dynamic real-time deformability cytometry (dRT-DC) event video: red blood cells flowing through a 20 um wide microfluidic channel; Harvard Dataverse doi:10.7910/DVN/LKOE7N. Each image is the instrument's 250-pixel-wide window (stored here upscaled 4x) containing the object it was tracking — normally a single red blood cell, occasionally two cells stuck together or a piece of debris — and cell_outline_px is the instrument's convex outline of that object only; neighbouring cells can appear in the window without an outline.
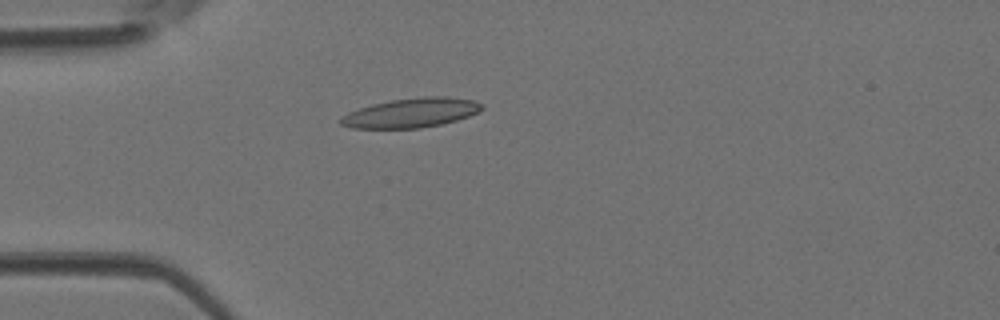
{"species": "Egyptian fruit bat (a non-hibernating species)", "species_latin": "Rousettus aegyptiacus", "temperature_condition": "room temperature", "stored_images_in_passage": 45, "camera_frame_rate_fps": 3000, "um_per_image_px": 0.085, "animal": {"sex": "female"}, "frame": {"image": 1, "passage_image": 13, "time_ms": 4.0, "image_size_px": [1000, 320], "cell_outline_px": [[484, 108], [468, 116], [456, 120], [440, 124], [420, 128], [352, 128], [340, 124], [340, 120], [348, 112], [372, 104], [392, 100], [424, 96], [448, 96], [472, 100], [484, 104]], "centroid_in_image_um": [34.97, 9.58], "position_along_channel_um": 50.0, "area_um2": 23.99}}
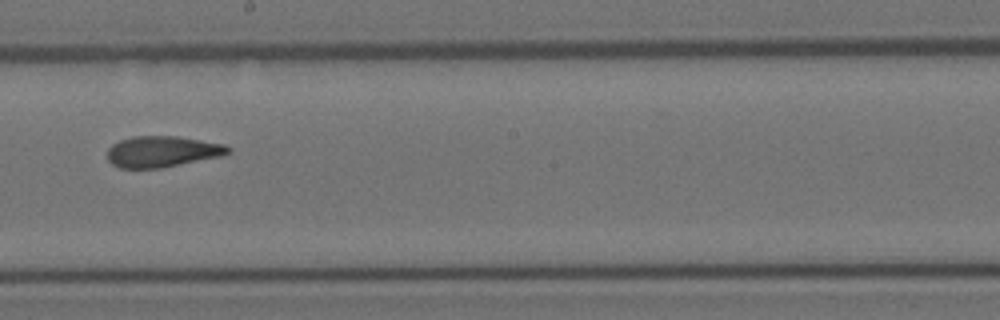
{"frame": {"image": 2, "passage_image": 26, "time_ms": 8.333, "image_size_px": [1000, 320], "cell_outline_px": [[232, 152], [220, 156], [160, 168], [120, 168], [112, 164], [108, 160], [108, 148], [112, 144], [120, 140], [132, 136], [176, 136], [224, 144], [232, 148]], "centroid_in_image_um": [13.78, 12.88], "position_along_channel_um": 234.4, "area_um2": 21.79}}
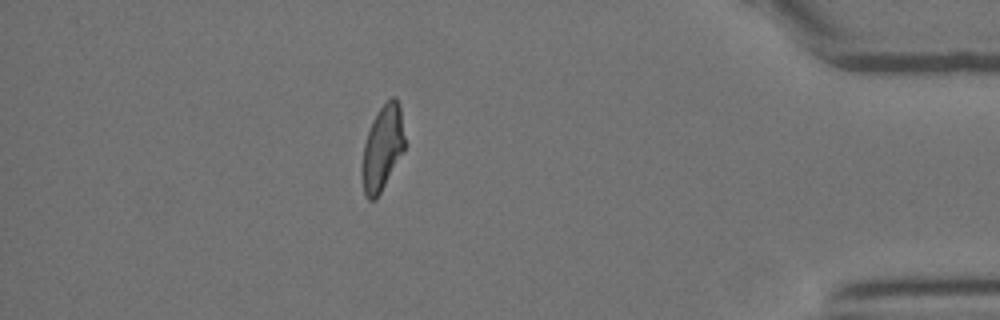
{"frame": {"image": 3, "passage_image": 40, "time_ms": 13.0, "image_size_px": [1000, 320], "cell_outline_px": [[404, 148], [376, 200], [368, 200], [364, 196], [360, 172], [364, 144], [372, 120], [376, 112], [392, 96], [396, 96], [400, 108], [404, 136]], "centroid_in_image_um": [32.46, 12.6], "position_along_channel_um": 402.7, "area_um2": 20.98}}